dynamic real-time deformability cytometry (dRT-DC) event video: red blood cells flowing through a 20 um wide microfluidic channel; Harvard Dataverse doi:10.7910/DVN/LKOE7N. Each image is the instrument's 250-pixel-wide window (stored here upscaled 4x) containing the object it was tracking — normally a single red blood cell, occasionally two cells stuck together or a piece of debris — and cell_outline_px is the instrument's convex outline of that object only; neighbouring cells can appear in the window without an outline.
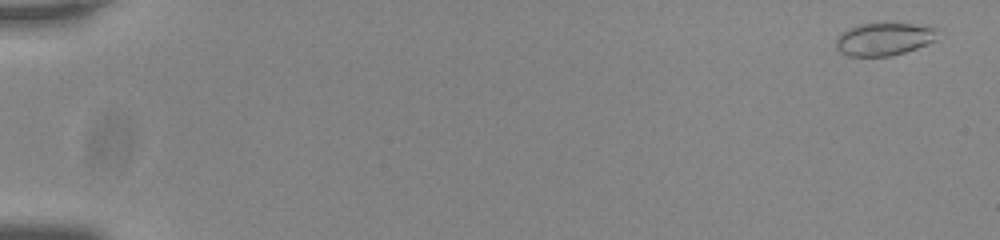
{"species": "common noctule bat (a hibernating species)", "species_latin": "Nyctalus noctula", "temperature_condition": "room temperature", "stored_images_in_passage": 56, "camera_frame_rate_fps": 3000, "um_per_image_px": 0.085, "animal": {"sex": "male", "body_mass_g": 20.0, "forearm_length_mm": 53.3}, "frame": {"image": 1, "passage_image": 2, "time_ms": 0.333, "image_size_px": [1000, 240], "cell_outline_px": [[940, 28], [936, 40], [928, 44], [904, 52], [888, 56], [848, 56], [840, 52], [836, 48], [836, 36], [840, 32], [848, 28], [860, 24], [880, 20], [884, 20], [932, 24]], "centroid_in_image_um": [75.22, 3.23], "position_along_channel_um": 9.8, "area_um2": 20.87}}
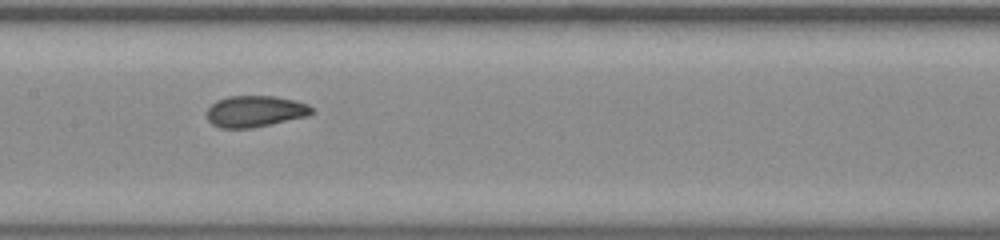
{"frame": {"image": 2, "passage_image": 30, "time_ms": 9.667, "image_size_px": [1000, 240], "cell_outline_px": [[312, 112], [308, 116], [252, 128], [220, 128], [212, 124], [208, 120], [208, 108], [216, 100], [228, 96], [276, 96], [296, 100], [308, 104], [312, 108]], "centroid_in_image_um": [21.69, 9.46], "position_along_channel_um": 185.7, "area_um2": 19.19}}
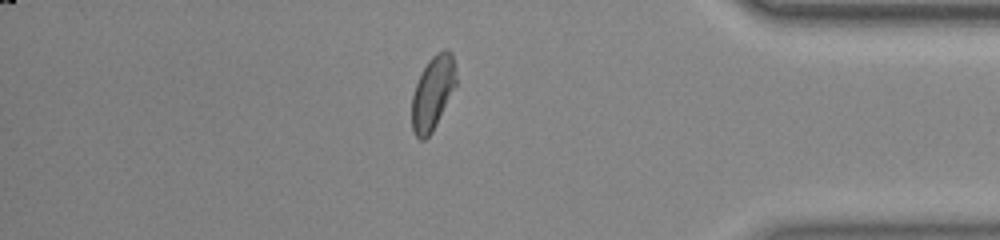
{"frame": {"image": 3, "passage_image": 49, "time_ms": 16.0, "image_size_px": [1000, 240], "cell_outline_px": [[456, 84], [432, 132], [424, 140], [420, 140], [412, 132], [412, 96], [416, 84], [428, 60], [436, 52], [444, 48], [448, 48], [452, 52], [456, 64]], "centroid_in_image_um": [36.79, 7.85], "position_along_channel_um": 398.4, "area_um2": 19.02}, "authors_computed_cell_mechanics": {"area_um2": 19.363, "velocity_mm_per_s": 3.7447, "shape_relaxation_time_tau1_ms": null, "shape_relaxation_time_tau2_ms": 1.0608, "deformation_change_tau1": null, "deformation_change_tau2": 0.0482}}